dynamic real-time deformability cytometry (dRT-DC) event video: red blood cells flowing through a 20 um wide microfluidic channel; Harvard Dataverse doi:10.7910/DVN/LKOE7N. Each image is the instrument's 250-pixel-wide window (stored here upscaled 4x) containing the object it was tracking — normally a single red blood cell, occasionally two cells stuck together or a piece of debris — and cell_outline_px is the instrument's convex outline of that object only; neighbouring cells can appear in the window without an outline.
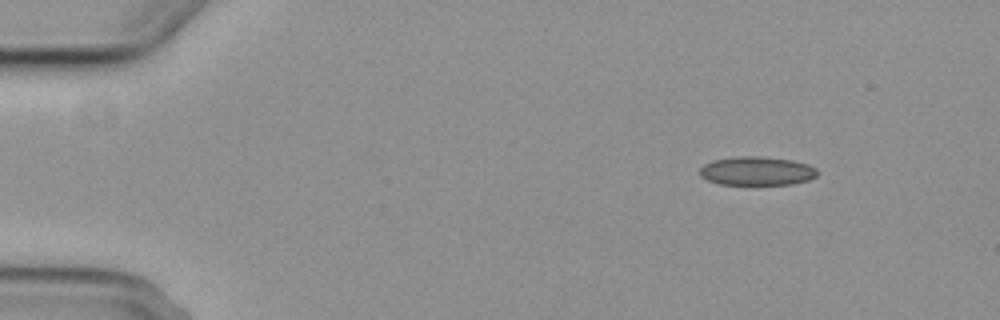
{"species": "common noctule bat (a hibernating species)", "species_latin": "Nyctalus noctula", "temperature_condition": "cold", "stored_images_in_passage": 5, "camera_frame_rate_fps": 3000, "um_per_image_px": 0.085, "animal": {"sex": "female", "body_mass_g": 29.2, "forearm_length_mm": 56.3}, "frame": {"image": 1, "passage_image": 1, "time_ms": 0.0, "image_size_px": [1000, 320], "cell_outline_px": [[816, 176], [808, 180], [792, 184], [720, 184], [708, 180], [700, 176], [700, 168], [704, 164], [712, 160], [736, 156], [756, 156], [792, 160], [808, 164], [816, 168]], "centroid_in_image_um": [64.31, 14.53], "position_along_channel_um": 20.7, "area_um2": 19.59}}
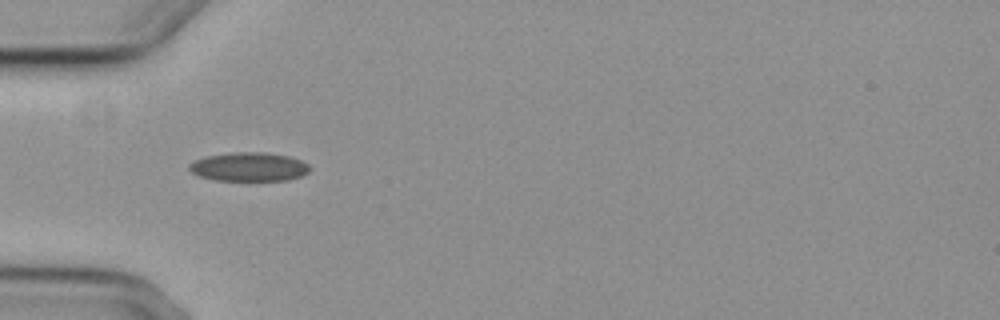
{"frame": {"image": 2, "passage_image": 4, "time_ms": 3.667, "image_size_px": [1000, 320], "cell_outline_px": [[308, 172], [300, 176], [288, 180], [216, 180], [200, 176], [192, 172], [188, 168], [188, 164], [204, 156], [232, 152], [264, 152], [288, 156], [300, 160], [308, 164]], "centroid_in_image_um": [21.13, 14.17], "position_along_channel_um": 63.9, "area_um2": 20.11}}
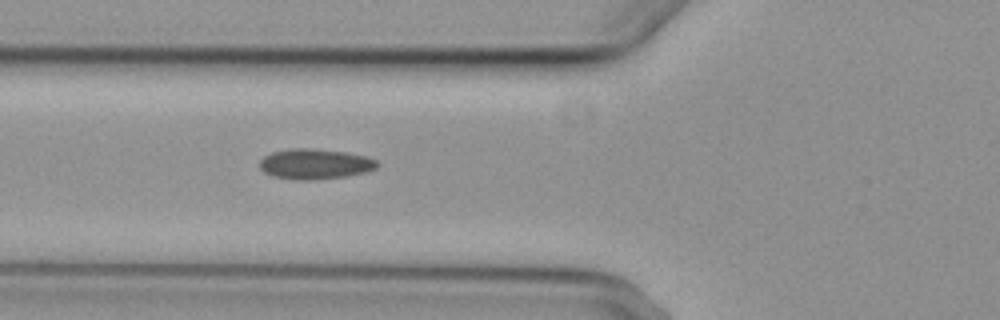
{"frame": {"image": 3, "passage_image": 5, "time_ms": 4.667, "image_size_px": [1000, 320], "cell_outline_px": [[380, 164], [376, 168], [364, 172], [344, 176], [308, 180], [296, 180], [272, 176], [264, 172], [260, 168], [260, 160], [264, 156], [272, 152], [288, 148], [312, 148], [348, 152], [368, 156], [376, 160]], "centroid_in_image_um": [26.77, 13.92], "position_along_channel_um": 99.0, "area_um2": 20.87}}